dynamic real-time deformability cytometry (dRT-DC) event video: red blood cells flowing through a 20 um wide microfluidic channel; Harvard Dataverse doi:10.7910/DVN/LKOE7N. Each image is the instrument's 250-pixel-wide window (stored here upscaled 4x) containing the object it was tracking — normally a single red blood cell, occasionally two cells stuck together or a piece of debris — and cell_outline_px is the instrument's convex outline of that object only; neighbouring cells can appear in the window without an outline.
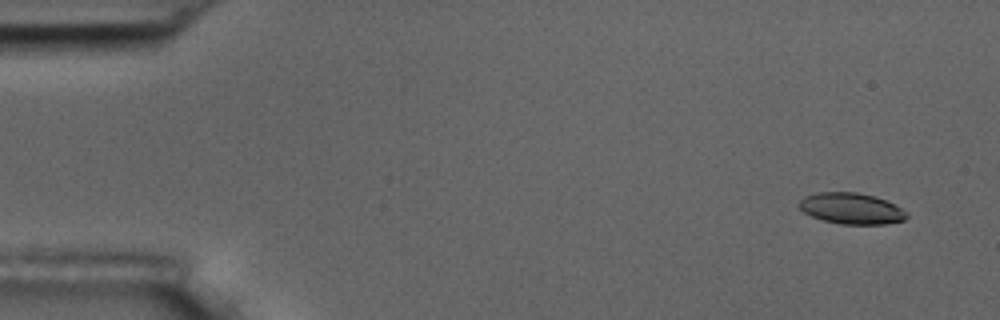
{"species": "common noctule bat (a hibernating species)", "species_latin": "Nyctalus noctula", "temperature_condition": "room temperature", "stored_images_in_passage": 4, "camera_frame_rate_fps": 3000, "um_per_image_px": 0.085, "animal": {"sex": "male", "body_mass_g": 17.5, "forearm_length_mm": 52.3}, "frame": {"image": 1, "passage_image": 1, "time_ms": 0.0, "image_size_px": [1000, 320], "cell_outline_px": [[908, 216], [904, 220], [888, 224], [840, 224], [824, 220], [812, 216], [804, 212], [796, 204], [804, 196], [816, 192], [856, 192], [872, 196], [884, 200], [908, 212]], "centroid_in_image_um": [72.34, 17.72], "position_along_channel_um": 12.7, "area_um2": 19.42}}
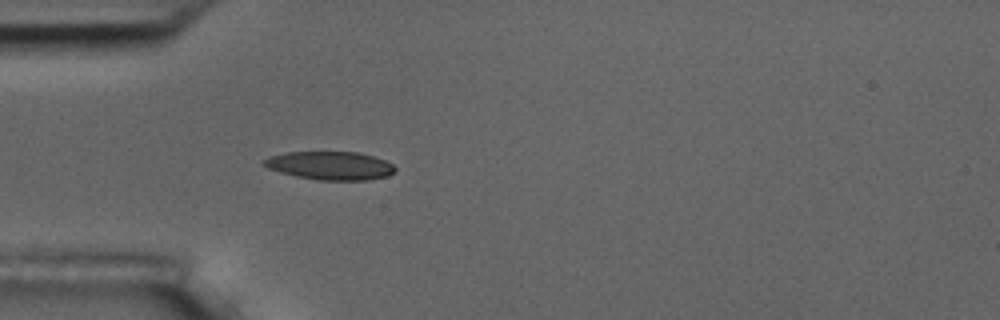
{"frame": {"image": 2, "passage_image": 4, "time_ms": 4.333, "image_size_px": [1000, 320], "cell_outline_px": [[396, 172], [388, 176], [368, 180], [316, 180], [296, 176], [280, 172], [268, 168], [260, 164], [260, 160], [268, 156], [288, 152], [360, 152], [384, 160], [392, 164], [396, 168]], "centroid_in_image_um": [28.03, 14.08], "position_along_channel_um": 57.0, "area_um2": 21.91}}